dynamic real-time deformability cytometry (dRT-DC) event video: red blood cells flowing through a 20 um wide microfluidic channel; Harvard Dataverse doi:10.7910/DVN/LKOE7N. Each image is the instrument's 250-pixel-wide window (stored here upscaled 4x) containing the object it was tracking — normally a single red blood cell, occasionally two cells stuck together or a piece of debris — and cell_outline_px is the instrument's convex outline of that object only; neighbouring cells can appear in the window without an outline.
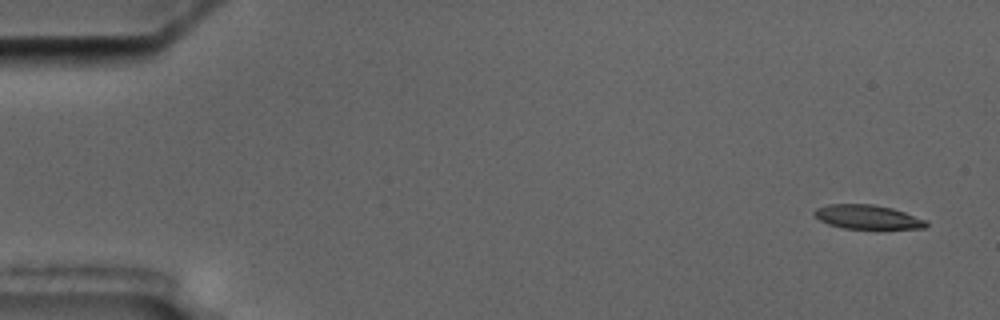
{"species": "common noctule bat (a hibernating species)", "species_latin": "Nyctalus noctula", "temperature_condition": "cold", "stored_images_in_passage": 4, "camera_frame_rate_fps": 3000, "um_per_image_px": 0.085, "animal": {"sex": "male", "body_mass_g": 17.5, "forearm_length_mm": 52.3}, "frame": {"image": 1, "passage_image": 1, "time_ms": 0.0, "image_size_px": [1000, 320], "cell_outline_px": [[928, 224], [924, 228], [844, 228], [828, 224], [820, 220], [812, 212], [816, 208], [828, 204], [872, 204], [892, 208], [928, 220]], "centroid_in_image_um": [73.73, 18.43], "position_along_channel_um": 11.3, "area_um2": 15.55}}
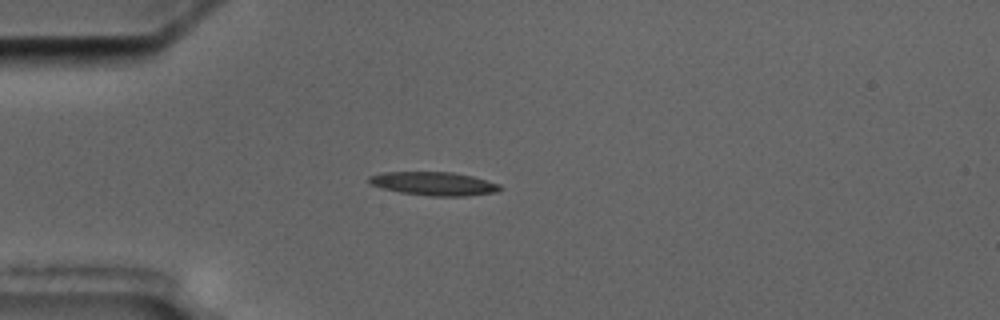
{"frame": {"image": 2, "passage_image": 4, "time_ms": 4.333, "image_size_px": [1000, 320], "cell_outline_px": [[504, 188], [496, 192], [464, 196], [428, 196], [400, 192], [384, 188], [372, 184], [368, 180], [368, 176], [384, 172], [452, 172], [472, 176], [500, 184]], "centroid_in_image_um": [36.91, 15.61], "position_along_channel_um": 48.1, "area_um2": 17.86}}